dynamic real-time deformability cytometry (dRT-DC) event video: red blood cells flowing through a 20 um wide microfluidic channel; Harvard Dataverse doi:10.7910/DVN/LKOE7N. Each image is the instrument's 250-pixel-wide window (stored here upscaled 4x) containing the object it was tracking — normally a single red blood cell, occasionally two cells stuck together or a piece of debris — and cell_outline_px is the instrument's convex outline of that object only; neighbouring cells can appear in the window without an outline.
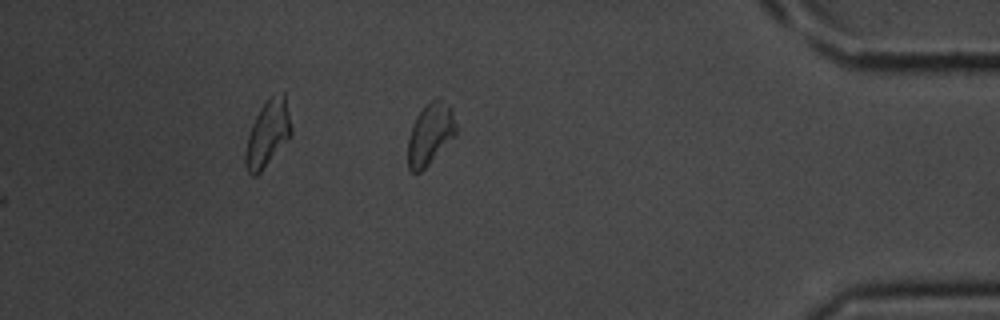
{"species": "common noctule bat (a hibernating species)", "species_latin": "Nyctalus noctula", "temperature_condition": "room temperature", "stored_images_in_passage": 31, "segment_of_instrument_passage": [2, 2], "camera_frame_rate_fps": 3000, "um_per_image_px": 0.085, "animal": {"sex": "male", "body_mass_g": 20.1, "forearm_length_mm": 53.5}, "frame": {"image": 1, "passage_image": 31, "time_ms": 10.0, "image_size_px": [1000, 320], "cell_outline_px": [[456, 136], [420, 172], [412, 172], [408, 168], [408, 136], [412, 124], [416, 116], [432, 100], [440, 96], [452, 108], [456, 124]], "centroid_in_image_um": [36.58, 11.37], "position_along_channel_um": 398.6, "area_um2": 17.34}}